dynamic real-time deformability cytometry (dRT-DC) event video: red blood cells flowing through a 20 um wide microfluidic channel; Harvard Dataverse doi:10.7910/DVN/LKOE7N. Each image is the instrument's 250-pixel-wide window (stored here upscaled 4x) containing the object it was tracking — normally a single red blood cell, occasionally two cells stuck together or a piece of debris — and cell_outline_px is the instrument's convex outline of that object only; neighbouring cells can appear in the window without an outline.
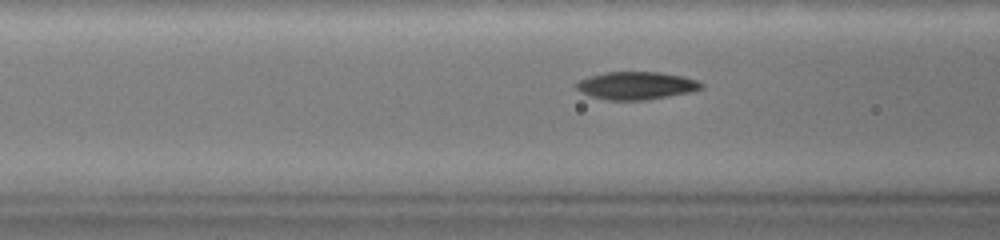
{"species": "common noctule bat (a hibernating species)", "species_latin": "Nyctalus noctula", "temperature_condition": "warm", "stored_images_in_passage": 68, "camera_frame_rate_fps": 3000, "um_per_image_px": 0.085, "animal": {"sex": "female", "body_mass_g": 19.0, "forearm_length_mm": 51.5}, "frame": {"image": 1, "passage_image": 27, "time_ms": 8.667, "image_size_px": [1000, 240], "cell_outline_px": [[704, 88], [692, 92], [644, 100], [608, 100], [592, 96], [580, 92], [576, 88], [576, 84], [580, 80], [588, 76], [604, 72], [660, 72], [684, 76], [696, 80], [704, 84]], "centroid_in_image_um": [54.11, 7.27], "position_along_channel_um": 112.5, "area_um2": 20.29}}
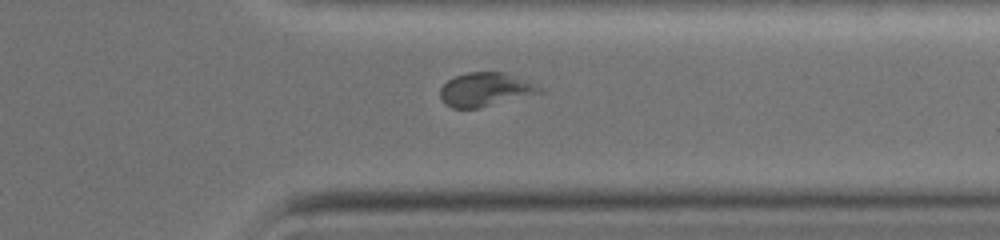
{"frame": {"image": 2, "passage_image": 54, "time_ms": 17.667, "image_size_px": [1000, 240], "cell_outline_px": [[544, 92], [480, 108], [452, 108], [444, 104], [440, 96], [440, 88], [448, 80], [456, 76], [468, 72], [504, 72], [516, 76], [536, 84], [544, 88]], "centroid_in_image_um": [41.27, 7.61], "position_along_channel_um": 370.1, "area_um2": 19.65}}
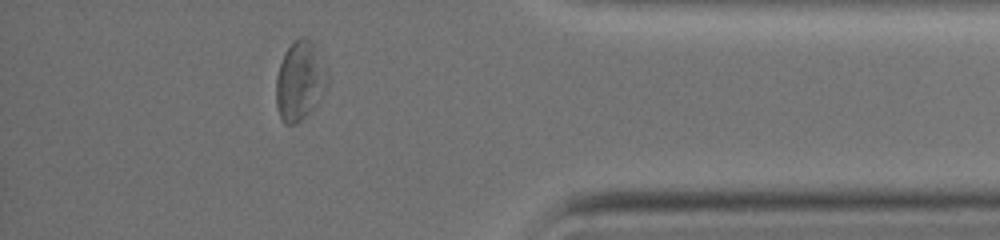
{"frame": {"image": 3, "passage_image": 60, "time_ms": 19.667, "image_size_px": [1000, 240], "cell_outline_px": [[328, 88], [312, 112], [296, 124], [284, 124], [280, 120], [276, 108], [276, 76], [284, 52], [300, 36], [308, 40], [316, 48], [328, 72]], "centroid_in_image_um": [25.5, 6.95], "position_along_channel_um": 409.7, "area_um2": 24.04}, "authors_computed_cell_mechanics": {"area_um2": 20.519, "velocity_mm_per_s": 2.859, "shape_relaxation_time_tau1_ms": 6.4038, "shape_relaxation_time_tau2_ms": 2.7484, "deformation_change_tau1": 0.1817, "deformation_change_tau2": 0.0681}}